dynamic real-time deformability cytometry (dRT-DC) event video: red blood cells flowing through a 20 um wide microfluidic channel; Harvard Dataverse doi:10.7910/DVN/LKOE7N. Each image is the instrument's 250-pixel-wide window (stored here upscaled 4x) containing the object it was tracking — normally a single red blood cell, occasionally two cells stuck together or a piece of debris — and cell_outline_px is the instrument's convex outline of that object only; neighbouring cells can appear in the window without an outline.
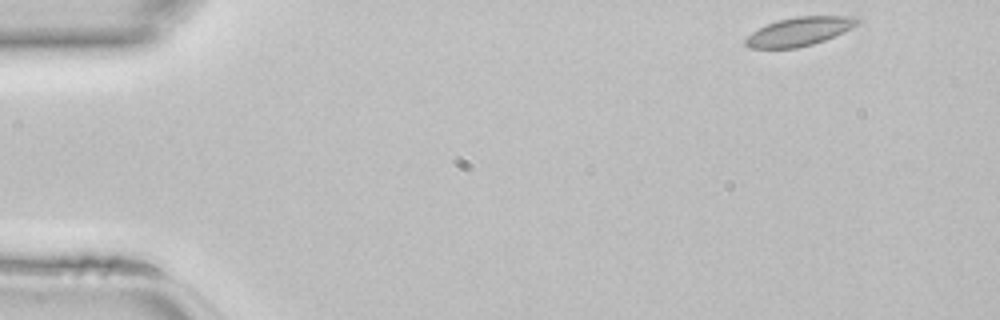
{"species": "common noctule bat (a hibernating species)", "species_latin": "Nyctalus noctula", "temperature_condition": "room temperature", "stored_images_in_passage": 43, "camera_frame_rate_fps": 3000, "um_per_image_px": 0.085, "animal": {"sex": "female", "body_mass_g": 22.7, "forearm_length_mm": 54.2}, "frame": {"image": 1, "passage_image": 1, "time_ms": 0.0, "image_size_px": [1000, 320], "cell_outline_px": [[860, 20], [852, 28], [824, 40], [812, 44], [796, 48], [748, 48], [744, 44], [744, 40], [752, 32], [768, 24], [780, 20], [796, 16], [856, 16]], "centroid_in_image_um": [67.93, 2.68], "position_along_channel_um": 17.1, "area_um2": 18.44}}
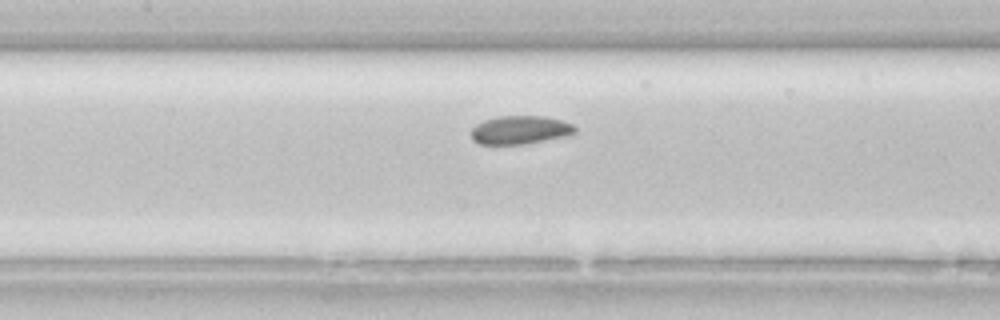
{"frame": {"image": 2, "passage_image": 18, "time_ms": 5.667, "image_size_px": [1000, 320], "cell_outline_px": [[576, 132], [568, 136], [524, 144], [480, 144], [472, 140], [472, 128], [476, 124], [484, 120], [500, 116], [544, 116], [560, 120], [572, 124], [576, 128]], "centroid_in_image_um": [44.22, 11.05], "position_along_channel_um": 163.2, "area_um2": 17.17}}
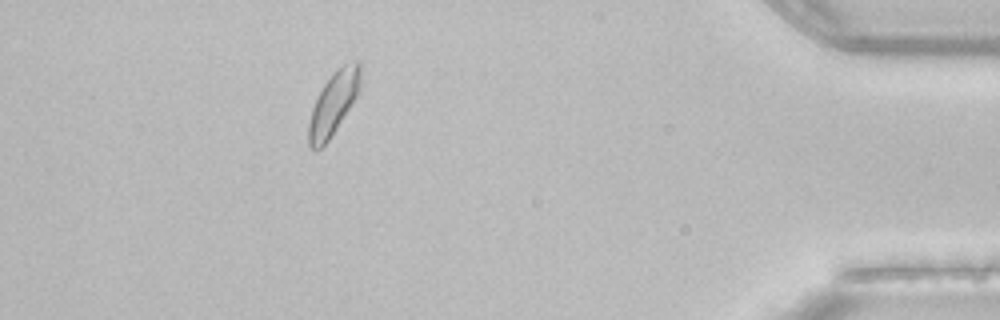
{"frame": {"image": 3, "passage_image": 38, "time_ms": 12.333, "image_size_px": [1000, 320], "cell_outline_px": [[360, 84], [356, 96], [328, 140], [320, 148], [312, 148], [308, 144], [308, 124], [312, 108], [324, 84], [336, 68], [344, 64], [356, 60], [360, 60]], "centroid_in_image_um": [28.33, 8.74], "position_along_channel_um": 406.9, "area_um2": 18.38}}